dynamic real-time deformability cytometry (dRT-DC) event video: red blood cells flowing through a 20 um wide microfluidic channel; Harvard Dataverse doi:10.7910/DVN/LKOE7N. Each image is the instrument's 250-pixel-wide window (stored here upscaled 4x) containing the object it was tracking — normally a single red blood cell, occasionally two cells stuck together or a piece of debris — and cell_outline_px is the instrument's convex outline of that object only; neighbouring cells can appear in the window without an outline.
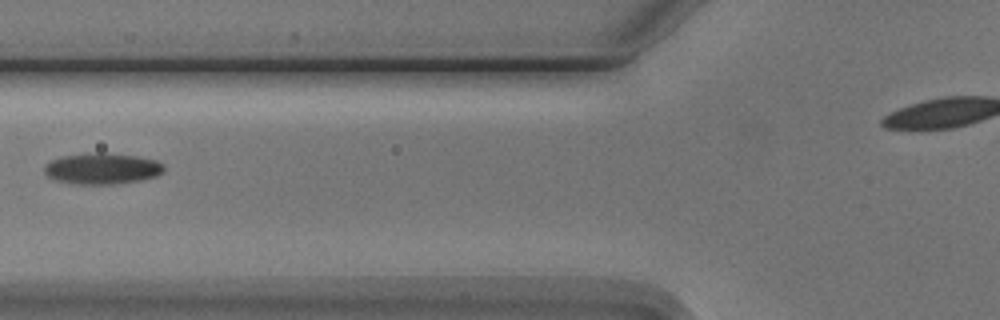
{"species": "Egyptian fruit bat (a non-hibernating species)", "species_latin": "Rousettus aegyptiacus", "temperature_condition": "cold", "stored_images_in_passage": 4, "segment_of_instrument_passage": [1, 2], "camera_frame_rate_fps": 3000, "um_per_image_px": 0.085, "animal": {"sex": "male"}, "frame": {"image": 1, "passage_image": 2, "time_ms": 1.333, "image_size_px": [1000, 320], "cell_outline_px": [[164, 172], [156, 176], [140, 180], [116, 184], [76, 184], [56, 180], [48, 176], [44, 172], [44, 164], [60, 156], [100, 152], [104, 152], [136, 156], [156, 160], [164, 164]], "centroid_in_image_um": [8.69, 14.32], "position_along_channel_um": 117.1, "area_um2": 21.79}}
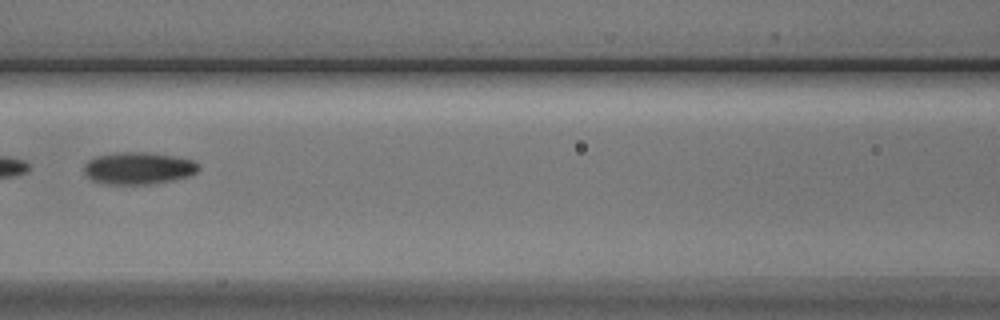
{"frame": {"image": 2, "passage_image": 3, "time_ms": 2.333, "image_size_px": [1000, 320], "cell_outline_px": [[200, 168], [192, 176], [152, 184], [108, 184], [92, 180], [84, 172], [84, 164], [88, 160], [96, 156], [120, 152], [148, 152], [172, 156], [192, 160], [200, 164]], "centroid_in_image_um": [11.78, 14.3], "position_along_channel_um": 154.8, "area_um2": 21.5}}